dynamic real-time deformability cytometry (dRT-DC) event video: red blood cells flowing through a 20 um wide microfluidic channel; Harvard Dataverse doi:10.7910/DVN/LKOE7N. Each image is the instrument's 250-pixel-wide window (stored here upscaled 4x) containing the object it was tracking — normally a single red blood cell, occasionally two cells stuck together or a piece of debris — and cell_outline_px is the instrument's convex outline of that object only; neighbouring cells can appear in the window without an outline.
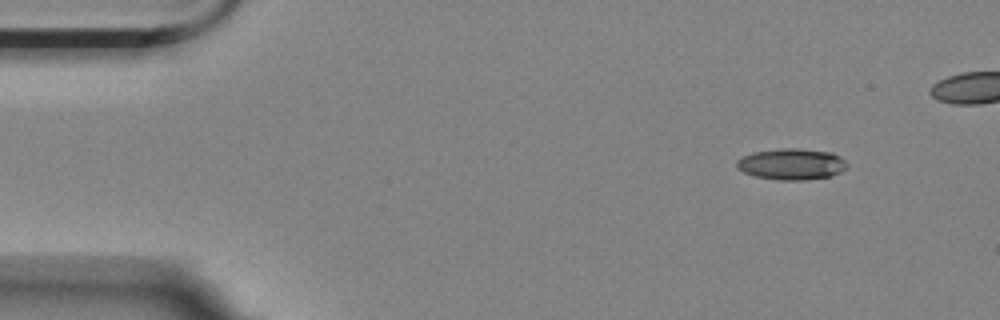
{"species": "Egyptian fruit bat (a non-hibernating species)", "species_latin": "Rousettus aegyptiacus", "temperature_condition": "room temperature", "stored_images_in_passage": 4, "camera_frame_rate_fps": 3000, "um_per_image_px": 0.085, "animal": {"sex": "female"}, "frame": {"image": 1, "passage_image": 1, "time_ms": 0.0, "image_size_px": [1000, 320], "cell_outline_px": [[848, 164], [840, 172], [832, 176], [804, 180], [776, 180], [752, 176], [736, 168], [736, 160], [752, 152], [780, 148], [796, 148], [832, 152], [840, 156]], "centroid_in_image_um": [67.25, 13.95], "position_along_channel_um": 17.7, "area_um2": 20.29}}